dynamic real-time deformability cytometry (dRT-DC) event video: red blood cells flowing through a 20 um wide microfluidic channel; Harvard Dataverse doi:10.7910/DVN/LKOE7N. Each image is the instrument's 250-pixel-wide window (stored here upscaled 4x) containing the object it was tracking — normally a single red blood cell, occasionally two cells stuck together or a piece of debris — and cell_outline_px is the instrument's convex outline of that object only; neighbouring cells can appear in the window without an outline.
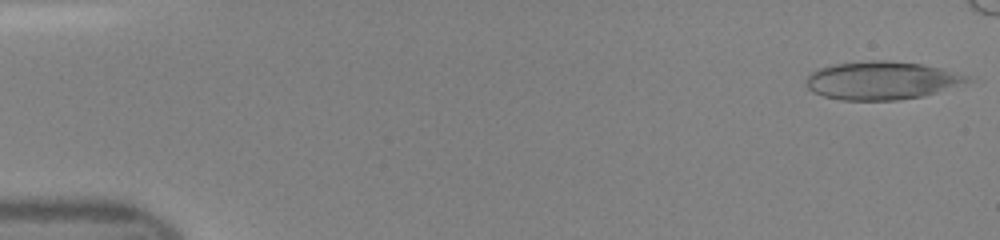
{"species": "human", "species_latin": "Homo sapiens", "temperature_condition": "room temperature", "stored_images_in_passage": 43, "camera_frame_rate_fps": 3000, "um_per_image_px": 0.085, "donor": {"sex": "female"}, "frame": {"image": 1, "passage_image": 1, "time_ms": 0.0, "image_size_px": [1000, 240], "cell_outline_px": [[972, 80], [924, 96], [896, 100], [840, 100], [824, 96], [812, 92], [808, 88], [808, 76], [816, 68], [832, 64], [872, 60], [888, 60], [920, 64], [940, 68], [968, 76]], "centroid_in_image_um": [74.89, 6.84], "position_along_channel_um": 10.1, "area_um2": 35.55}}
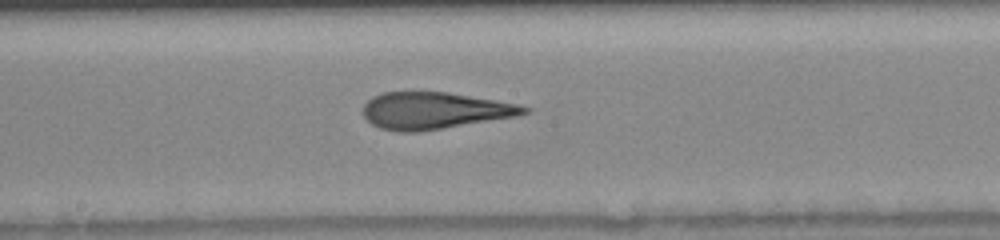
{"frame": {"image": 2, "passage_image": 25, "time_ms": 8.0, "image_size_px": [1000, 240], "cell_outline_px": [[532, 108], [528, 112], [516, 116], [416, 132], [396, 132], [380, 128], [372, 124], [364, 116], [364, 104], [372, 96], [384, 92], [448, 92], [496, 100], [516, 104]], "centroid_in_image_um": [36.9, 9.4], "position_along_channel_um": 211.3, "area_um2": 34.22}}
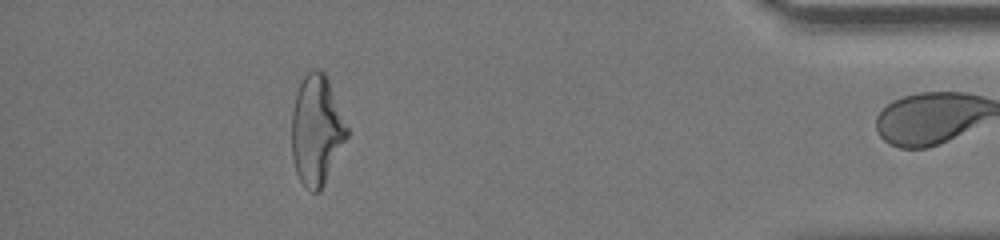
{"frame": {"image": 3, "passage_image": 42, "time_ms": 13.667, "image_size_px": [1000, 240], "cell_outline_px": [[348, 136], [320, 192], [312, 192], [300, 180], [296, 172], [292, 156], [292, 112], [296, 92], [304, 76], [312, 68], [320, 68], [324, 72], [328, 80], [348, 128]], "centroid_in_image_um": [26.9, 11.05], "position_along_channel_um": 408.3, "area_um2": 35.08}}